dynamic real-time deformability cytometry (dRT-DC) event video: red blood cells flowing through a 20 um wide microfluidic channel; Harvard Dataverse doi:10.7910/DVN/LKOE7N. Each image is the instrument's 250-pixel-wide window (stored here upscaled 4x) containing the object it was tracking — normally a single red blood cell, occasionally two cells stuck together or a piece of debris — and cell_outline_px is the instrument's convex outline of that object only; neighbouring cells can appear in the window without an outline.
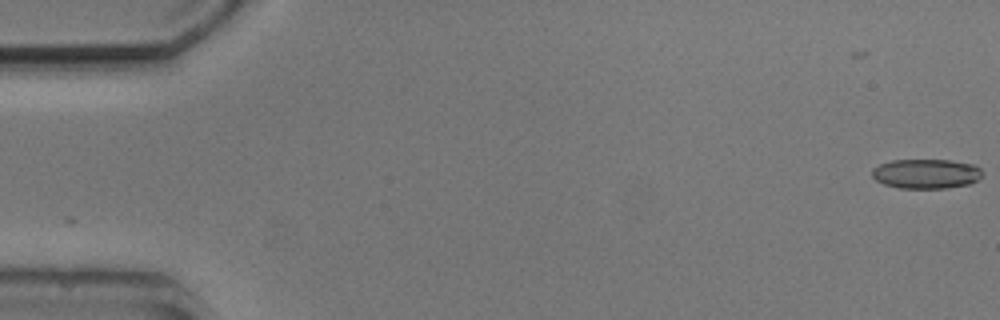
{"species": "common noctule bat (a hibernating species)", "species_latin": "Nyctalus noctula", "temperature_condition": "cold", "stored_images_in_passage": 7, "segment_of_instrument_passage": [2, 2], "camera_frame_rate_fps": 3000, "um_per_image_px": 0.085, "animal": {"sex": "male", "body_mass_g": 20.5, "forearm_length_mm": 52.5}, "frame": {"image": 1, "passage_image": 7, "time_ms": 7.0, "image_size_px": [1000, 320], "cell_outline_px": [[980, 176], [972, 184], [948, 188], [900, 188], [884, 184], [876, 180], [872, 176], [872, 168], [880, 164], [892, 160], [952, 160], [976, 164], [980, 168]], "centroid_in_image_um": [78.73, 14.76], "position_along_channel_um": 6.3, "area_um2": 19.13}}